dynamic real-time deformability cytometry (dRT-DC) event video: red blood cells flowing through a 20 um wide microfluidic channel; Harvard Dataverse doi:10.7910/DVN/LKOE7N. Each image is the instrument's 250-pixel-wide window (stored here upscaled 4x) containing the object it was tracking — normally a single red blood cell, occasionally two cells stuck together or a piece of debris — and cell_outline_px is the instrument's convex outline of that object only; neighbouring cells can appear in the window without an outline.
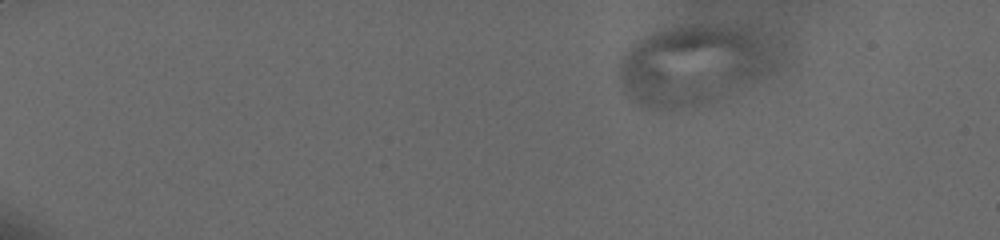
{"species": "human", "species_latin": "Homo sapiens", "temperature_condition": "cold", "stored_images_in_passage": 76, "camera_frame_rate_fps": 3000, "um_per_image_px": 0.085, "donor": {"sex": "male"}, "frame": {"image": 1, "passage_image": 11, "time_ms": 2.667, "image_size_px": [1000, 240], "cell_outline_px": [[776, 64], [764, 76], [708, 100], [692, 104], [672, 108], [640, 108], [624, 96], [620, 88], [616, 76], [616, 64], [620, 56], [632, 44], [656, 32], [672, 28], [728, 28], [752, 32], [764, 44]], "centroid_in_image_um": [58.67, 5.6], "position_along_channel_um": 26.3, "area_um2": 69.94}}